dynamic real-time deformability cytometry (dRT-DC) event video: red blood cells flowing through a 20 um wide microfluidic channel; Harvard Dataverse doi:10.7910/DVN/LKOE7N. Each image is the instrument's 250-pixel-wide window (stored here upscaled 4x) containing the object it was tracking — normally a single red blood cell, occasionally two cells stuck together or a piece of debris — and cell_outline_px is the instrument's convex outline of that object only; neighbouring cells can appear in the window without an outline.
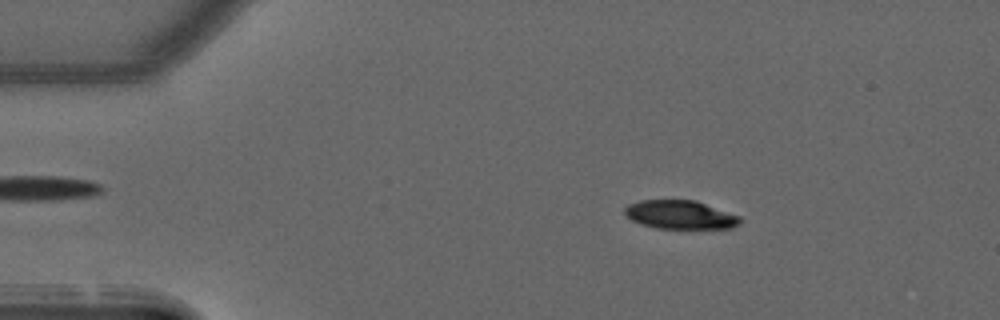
{"species": "common noctule bat (a hibernating species)", "species_latin": "Nyctalus noctula", "temperature_condition": "warm", "stored_images_in_passage": 26, "camera_frame_rate_fps": 3000, "um_per_image_px": 0.085, "animal": {"sex": "male", "forearm_length_mm": 52.5}, "frame": {"image": 1, "passage_image": 8, "time_ms": 2.333, "image_size_px": [1000, 320], "cell_outline_px": [[744, 220], [740, 224], [732, 228], [656, 228], [640, 224], [624, 216], [624, 208], [628, 204], [640, 200], [696, 200], [740, 216]], "centroid_in_image_um": [57.82, 18.25], "position_along_channel_um": 27.2, "area_um2": 19.42}}